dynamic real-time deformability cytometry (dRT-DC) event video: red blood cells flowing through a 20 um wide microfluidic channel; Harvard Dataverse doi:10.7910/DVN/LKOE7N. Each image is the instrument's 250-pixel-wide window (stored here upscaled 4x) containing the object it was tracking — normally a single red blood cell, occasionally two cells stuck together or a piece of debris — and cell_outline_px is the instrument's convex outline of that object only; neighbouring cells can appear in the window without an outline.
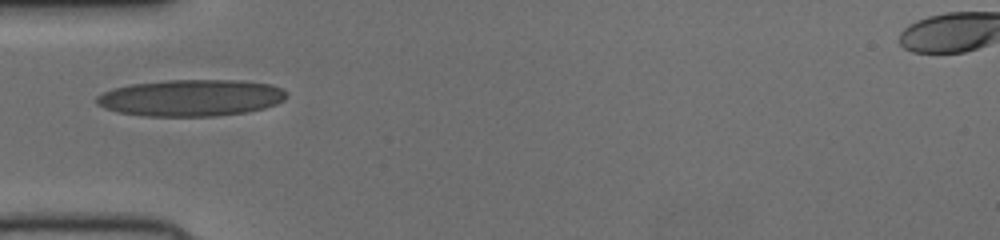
{"species": "human", "species_latin": "Homo sapiens", "temperature_condition": "cold", "stored_images_in_passage": 35, "camera_frame_rate_fps": 3000, "um_per_image_px": 0.085, "donor": {"sex": "female"}, "frame": {"image": 1, "passage_image": 1, "time_ms": 0.0, "image_size_px": [1000, 240], "cell_outline_px": [[288, 96], [284, 100], [276, 104], [264, 108], [248, 112], [216, 116], [144, 116], [116, 112], [104, 108], [96, 104], [96, 96], [112, 88], [128, 84], [164, 80], [244, 80], [272, 84], [288, 92]], "centroid_in_image_um": [16.23, 8.31], "position_along_channel_um": 68.8, "area_um2": 41.15}}
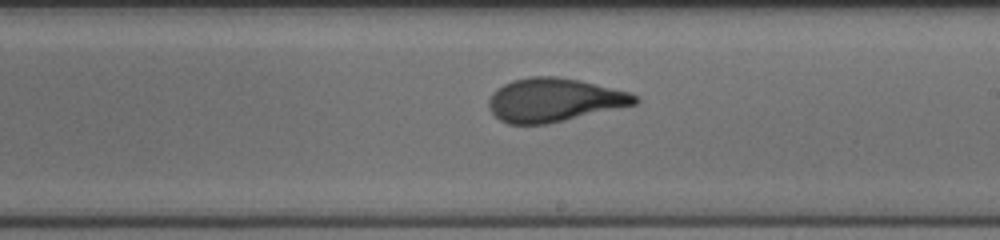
{"frame": {"image": 2, "passage_image": 14, "time_ms": 4.333, "image_size_px": [1000, 240], "cell_outline_px": [[640, 100], [636, 104], [548, 124], [508, 124], [500, 120], [492, 112], [488, 104], [488, 100], [492, 92], [496, 88], [512, 80], [528, 76], [556, 76], [580, 80], [628, 92], [640, 96]], "centroid_in_image_um": [47.08, 8.49], "position_along_channel_um": 241.9, "area_um2": 37.17}}
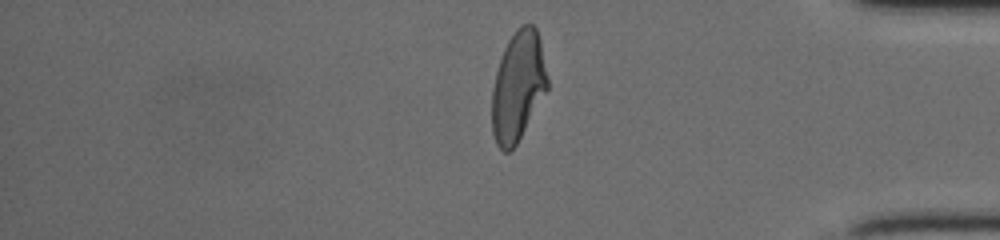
{"frame": {"image": 3, "passage_image": 27, "time_ms": 8.667, "image_size_px": [1000, 240], "cell_outline_px": [[548, 88], [516, 144], [508, 152], [504, 152], [496, 144], [492, 132], [492, 88], [496, 72], [504, 48], [508, 40], [516, 28], [524, 24], [532, 24], [536, 28], [540, 40], [548, 80]], "centroid_in_image_um": [44.01, 7.32], "position_along_channel_um": 391.2, "area_um2": 35.2}}